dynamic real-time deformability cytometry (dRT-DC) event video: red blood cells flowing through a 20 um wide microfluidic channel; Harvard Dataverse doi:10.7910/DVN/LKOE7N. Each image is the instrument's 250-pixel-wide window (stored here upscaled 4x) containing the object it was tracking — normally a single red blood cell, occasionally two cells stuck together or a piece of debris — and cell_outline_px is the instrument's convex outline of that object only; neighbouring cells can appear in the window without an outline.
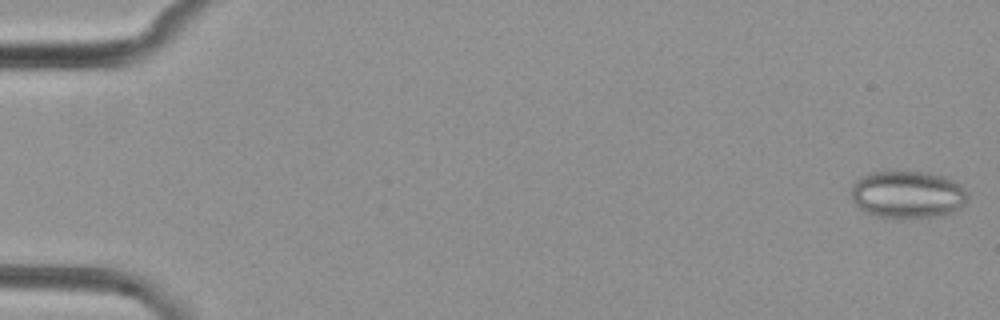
{"species": "common noctule bat (a hibernating species)", "species_latin": "Nyctalus noctula", "temperature_condition": "cold", "stored_images_in_passage": 7, "camera_frame_rate_fps": 3000, "um_per_image_px": 0.085, "animal": {"sex": "female", "body_mass_g": 29.2, "forearm_length_mm": 56.3}, "frame": {"image": 1, "passage_image": 1, "time_ms": 0.0, "image_size_px": [1000, 320], "cell_outline_px": [[968, 200], [960, 208], [944, 216], [876, 216], [860, 208], [852, 200], [852, 184], [860, 176], [872, 172], [924, 172], [944, 176], [960, 184], [968, 192]], "centroid_in_image_um": [77.18, 16.51], "position_along_channel_um": 7.8, "area_um2": 31.79}}